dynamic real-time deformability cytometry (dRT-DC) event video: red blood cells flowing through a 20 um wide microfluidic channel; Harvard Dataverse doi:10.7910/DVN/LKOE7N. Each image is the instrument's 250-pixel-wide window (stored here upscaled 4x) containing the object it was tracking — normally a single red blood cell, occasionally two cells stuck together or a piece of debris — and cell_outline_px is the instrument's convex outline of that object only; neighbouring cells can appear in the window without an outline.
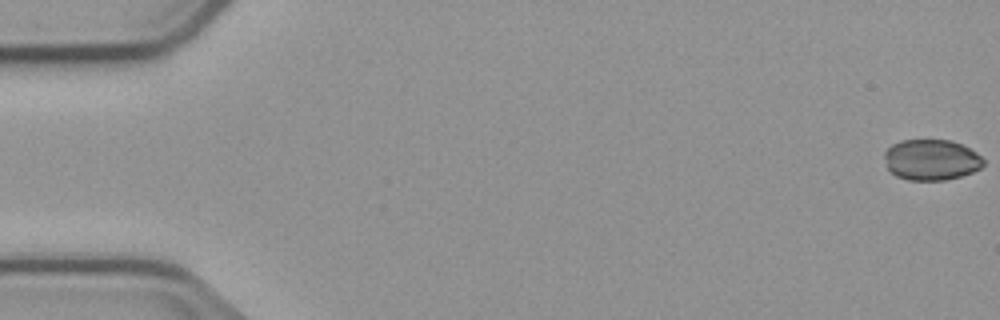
{"species": "common noctule bat (a hibernating species)", "species_latin": "Nyctalus noctula", "temperature_condition": "cold", "stored_images_in_passage": 10, "camera_frame_rate_fps": 3000, "um_per_image_px": 0.085, "animal": {"sex": "male", "body_mass_g": 23.1, "forearm_length_mm": 52.7}, "frame": {"image": 1, "passage_image": 1, "time_ms": 0.0, "image_size_px": [1000, 320], "cell_outline_px": [[984, 164], [980, 168], [972, 172], [960, 176], [944, 180], [908, 180], [896, 176], [888, 168], [884, 156], [884, 152], [892, 144], [900, 140], [952, 140], [976, 152], [984, 160]], "centroid_in_image_um": [79.15, 13.58], "position_along_channel_um": 5.9, "area_um2": 23.47}}
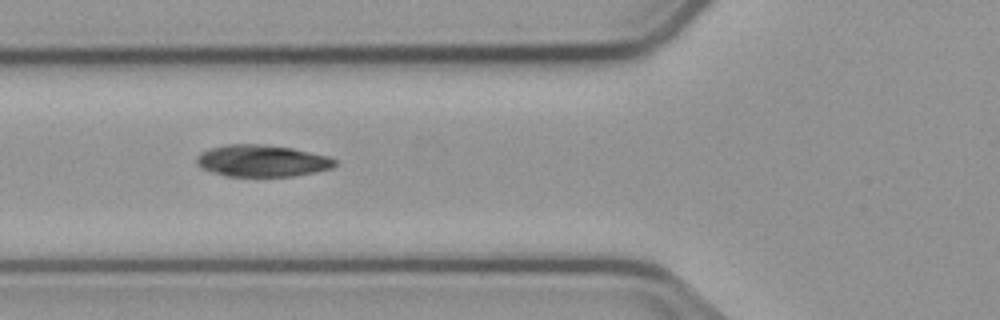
{"frame": {"image": 2, "passage_image": 6, "time_ms": 6.667, "image_size_px": [1000, 320], "cell_outline_px": [[336, 164], [332, 168], [292, 176], [228, 176], [200, 168], [196, 164], [196, 156], [200, 152], [212, 148], [228, 144], [264, 144], [292, 148], [328, 156], [336, 160]], "centroid_in_image_um": [22.24, 13.66], "position_along_channel_um": 103.6, "area_um2": 25.49}}
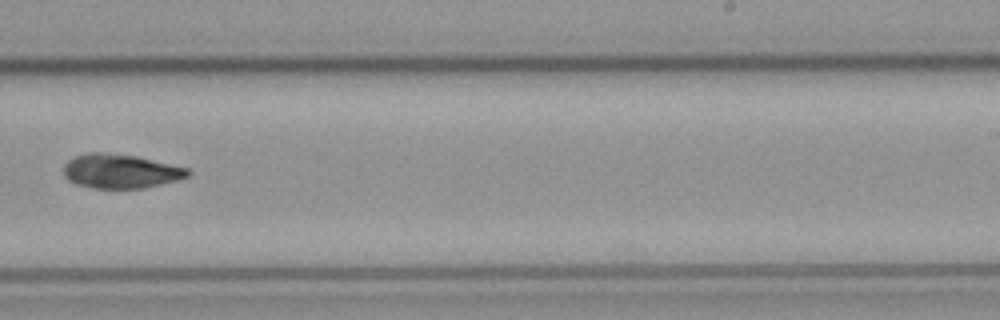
{"frame": {"image": 3, "passage_image": 10, "time_ms": 11.333, "image_size_px": [1000, 320], "cell_outline_px": [[192, 172], [188, 176], [176, 180], [144, 188], [92, 188], [76, 184], [68, 180], [64, 176], [64, 164], [68, 160], [76, 156], [88, 152], [104, 152], [136, 156], [188, 168]], "centroid_in_image_um": [10.22, 14.55], "position_along_channel_um": 278.8, "area_um2": 24.68}}